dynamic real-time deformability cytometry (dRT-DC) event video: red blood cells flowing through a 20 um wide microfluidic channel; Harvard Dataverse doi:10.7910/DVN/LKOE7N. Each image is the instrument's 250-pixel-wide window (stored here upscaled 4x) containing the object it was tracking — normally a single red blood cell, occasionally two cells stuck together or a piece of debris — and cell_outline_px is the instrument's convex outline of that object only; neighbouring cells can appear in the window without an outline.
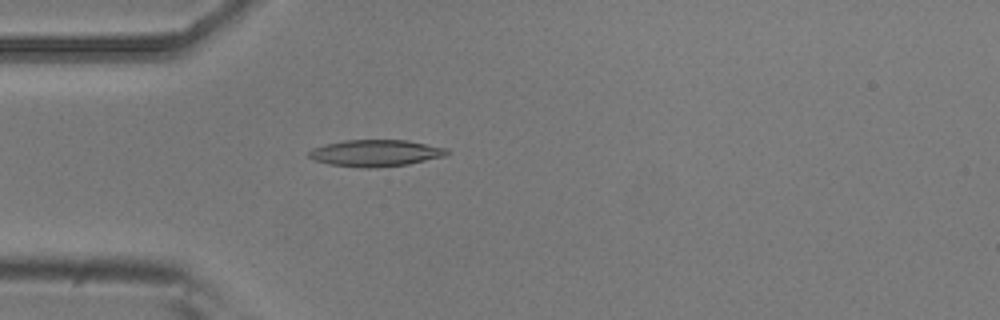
{"species": "common noctule bat (a hibernating species)", "species_latin": "Nyctalus noctula", "temperature_condition": "room temperature", "stored_images_in_passage": 4, "camera_frame_rate_fps": 3000, "um_per_image_px": 0.085, "animal": {"sex": "male", "body_mass_g": 20.5, "forearm_length_mm": 52.5}, "frame": {"image": 1, "passage_image": 4, "time_ms": 1.0, "image_size_px": [1000, 320], "cell_outline_px": [[452, 152], [444, 156], [408, 164], [376, 168], [360, 168], [328, 164], [312, 160], [308, 156], [308, 152], [312, 148], [324, 144], [344, 140], [408, 140], [448, 148]], "centroid_in_image_um": [31.91, 13.01], "position_along_channel_um": 53.1, "area_um2": 21.79}}